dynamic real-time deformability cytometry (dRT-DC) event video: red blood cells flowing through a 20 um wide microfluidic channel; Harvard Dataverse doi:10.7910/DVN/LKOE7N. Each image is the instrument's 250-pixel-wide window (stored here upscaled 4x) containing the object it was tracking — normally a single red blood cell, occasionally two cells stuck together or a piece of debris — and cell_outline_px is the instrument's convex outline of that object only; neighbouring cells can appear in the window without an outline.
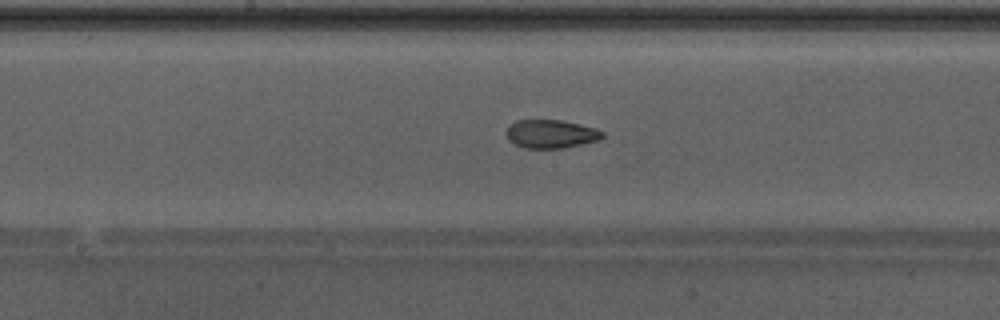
{"species": "Egyptian fruit bat (a non-hibernating species)", "species_latin": "Rousettus aegyptiacus", "temperature_condition": "warm", "stored_images_in_passage": 32, "camera_frame_rate_fps": 3000, "um_per_image_px": 0.085, "animal": {"sex": "male"}, "frame": {"image": 1, "passage_image": 14, "time_ms": 4.333, "image_size_px": [1000, 320], "cell_outline_px": [[604, 136], [600, 140], [564, 148], [524, 148], [508, 140], [508, 124], [516, 120], [560, 120], [596, 128], [604, 132]], "centroid_in_image_um": [46.85, 11.38], "position_along_channel_um": 201.3, "area_um2": 15.9}}
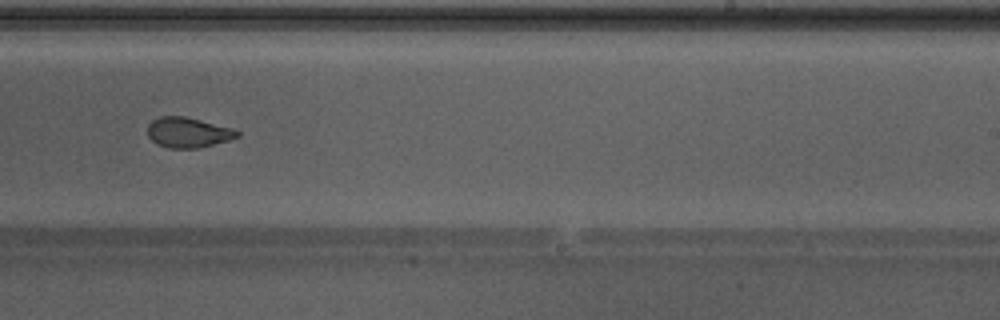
{"frame": {"image": 2, "passage_image": 19, "time_ms": 6.0, "image_size_px": [1000, 320], "cell_outline_px": [[240, 136], [228, 140], [196, 148], [168, 148], [156, 144], [148, 136], [148, 124], [152, 120], [160, 116], [184, 116], [232, 128], [240, 132]], "centroid_in_image_um": [15.95, 11.25], "position_along_channel_um": 273.0, "area_um2": 15.66}}